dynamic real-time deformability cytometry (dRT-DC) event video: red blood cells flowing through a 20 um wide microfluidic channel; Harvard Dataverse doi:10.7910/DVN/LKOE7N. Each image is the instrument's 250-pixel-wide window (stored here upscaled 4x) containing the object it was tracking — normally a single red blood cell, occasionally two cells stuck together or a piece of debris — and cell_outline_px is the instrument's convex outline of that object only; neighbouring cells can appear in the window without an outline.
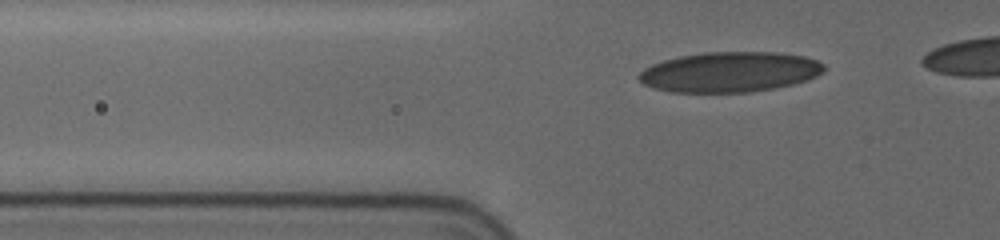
{"species": "human", "species_latin": "Homo sapiens", "temperature_condition": "cold", "stored_images_in_passage": 38, "camera_frame_rate_fps": 3000, "um_per_image_px": 0.085, "donor": {"sex": "female"}, "frame": {"image": 1, "passage_image": 7, "time_ms": 2.0, "image_size_px": [1000, 240], "cell_outline_px": [[824, 68], [816, 76], [792, 84], [776, 88], [748, 92], [672, 92], [656, 88], [644, 84], [636, 76], [644, 68], [652, 64], [664, 60], [680, 56], [704, 52], [776, 52], [804, 56], [816, 60], [824, 64]], "centroid_in_image_um": [62.0, 6.11], "position_along_channel_um": 63.8, "area_um2": 43.18}}
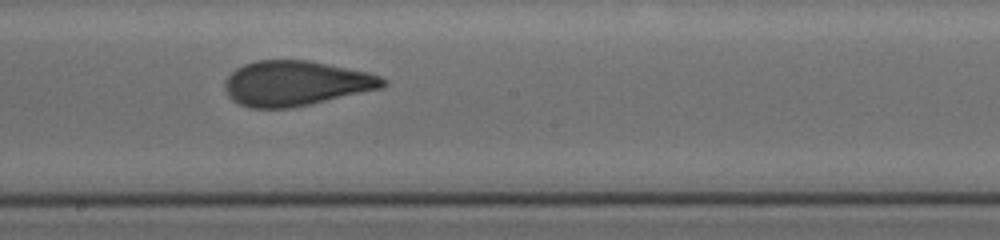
{"frame": {"image": 2, "passage_image": 21, "time_ms": 6.667, "image_size_px": [1000, 240], "cell_outline_px": [[388, 84], [380, 88], [308, 104], [288, 108], [252, 108], [240, 104], [232, 100], [228, 96], [224, 88], [224, 84], [228, 76], [236, 68], [244, 64], [256, 60], [308, 60], [368, 72], [380, 76], [388, 80]], "centroid_in_image_um": [25.12, 7.07], "position_along_channel_um": 223.1, "area_um2": 41.15}}
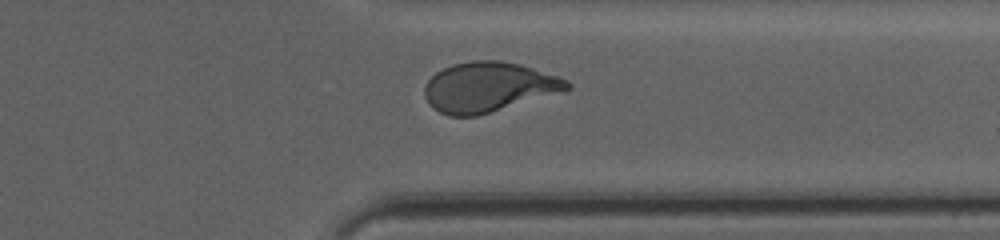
{"frame": {"image": 3, "passage_image": 33, "time_ms": 10.667, "image_size_px": [1000, 240], "cell_outline_px": [[572, 88], [476, 116], [448, 116], [432, 108], [428, 104], [424, 96], [424, 88], [428, 80], [436, 72], [452, 64], [472, 60], [500, 60], [520, 64], [568, 80], [572, 84]], "centroid_in_image_um": [41.47, 7.39], "position_along_channel_um": 369.9, "area_um2": 41.04}, "authors_computed_cell_mechanics": {"area_um2": 41.5004, "velocity_mm_per_s": 3.6809, "shape_relaxation_time_tau1_ms": 8.6432, "shape_relaxation_time_tau2_ms": 0.8556, "deformation_change_tau1": 0.2298, "deformation_change_tau2": 0.0842}}